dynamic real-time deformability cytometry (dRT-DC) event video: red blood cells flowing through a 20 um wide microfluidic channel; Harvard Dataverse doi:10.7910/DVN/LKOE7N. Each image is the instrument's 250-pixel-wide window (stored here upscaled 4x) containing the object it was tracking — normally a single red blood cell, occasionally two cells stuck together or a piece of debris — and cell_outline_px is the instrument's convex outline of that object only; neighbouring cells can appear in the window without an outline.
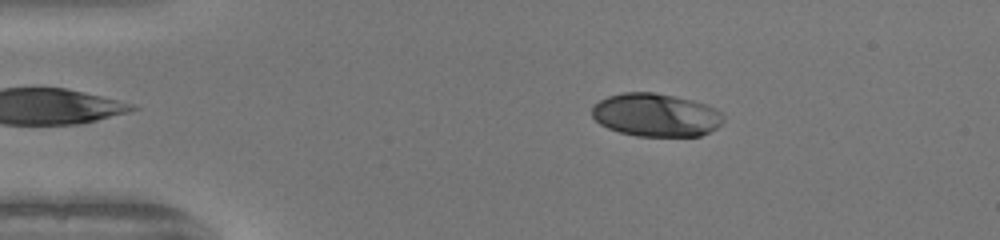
{"species": "human", "species_latin": "Homo sapiens", "temperature_condition": "warm", "stored_images_in_passage": 45, "camera_frame_rate_fps": 3000, "um_per_image_px": 0.085, "donor": {"sex": "female"}, "frame": {"image": 1, "passage_image": 5, "time_ms": 1.333, "image_size_px": [1000, 240], "cell_outline_px": [[724, 120], [716, 128], [700, 136], [636, 136], [620, 132], [608, 128], [600, 124], [592, 116], [592, 108], [600, 100], [608, 96], [624, 92], [652, 92], [692, 100], [708, 104], [724, 112]], "centroid_in_image_um": [55.78, 9.77], "position_along_channel_um": 29.2, "area_um2": 33.12}}
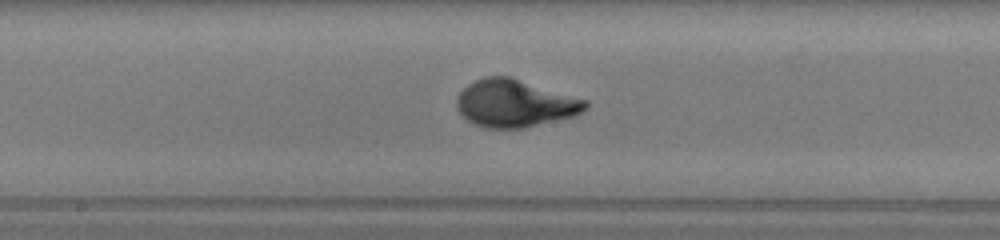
{"frame": {"image": 2, "passage_image": 22, "time_ms": 7.0, "image_size_px": [1000, 240], "cell_outline_px": [[588, 108], [576, 116], [524, 128], [484, 128], [468, 120], [456, 108], [456, 96], [468, 84], [484, 76], [508, 76], [588, 100]], "centroid_in_image_um": [43.78, 8.79], "position_along_channel_um": 204.4, "area_um2": 35.66}}
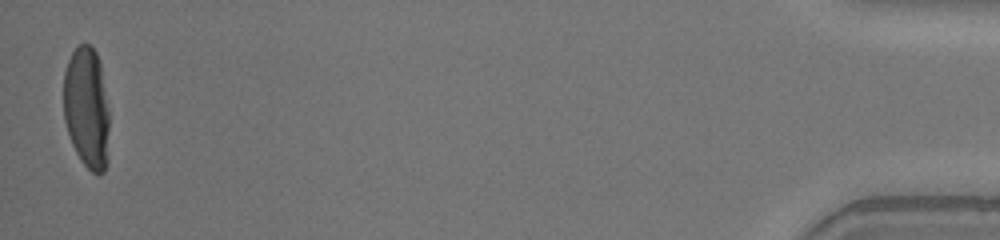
{"frame": {"image": 3, "passage_image": 45, "time_ms": 14.667, "image_size_px": [1000, 240], "cell_outline_px": [[108, 160], [104, 172], [100, 176], [92, 172], [80, 160], [72, 144], [64, 120], [64, 72], [68, 60], [72, 52], [80, 44], [88, 44], [96, 52], [100, 60], [108, 108]], "centroid_in_image_um": [7.38, 9.19], "position_along_channel_um": 427.8, "area_um2": 32.6}, "authors_computed_cell_mechanics": {"area_um2": 33.5818, "velocity_mm_per_s": 4.1732, "shape_relaxation_time_tau1_ms": 3.0711, "shape_relaxation_time_tau2_ms": null, "deformation_change_tau1": 0.2173, "deformation_change_tau2": null}}